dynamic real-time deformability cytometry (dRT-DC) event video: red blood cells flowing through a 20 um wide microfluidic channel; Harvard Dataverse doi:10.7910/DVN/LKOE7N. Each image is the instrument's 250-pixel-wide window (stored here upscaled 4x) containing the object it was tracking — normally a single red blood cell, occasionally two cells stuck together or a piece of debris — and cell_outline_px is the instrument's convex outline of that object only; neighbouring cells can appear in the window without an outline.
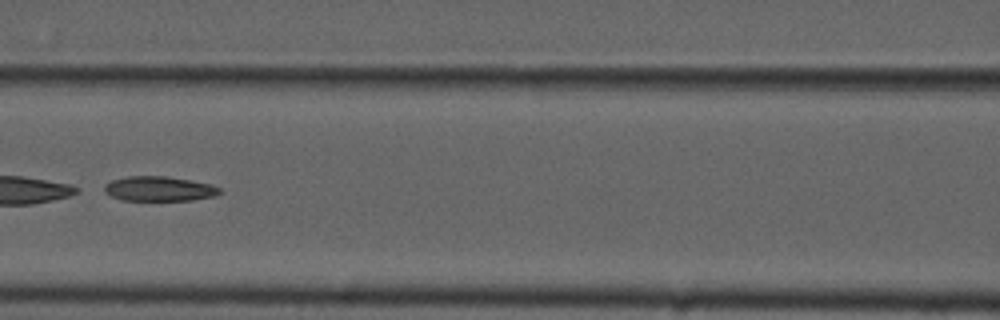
{"species": "common noctule bat (a hibernating species)", "species_latin": "Nyctalus noctula", "temperature_condition": "cold", "stored_images_in_passage": 25, "camera_frame_rate_fps": 3000, "um_per_image_px": 0.085, "animal": {"sex": "male", "forearm_length_mm": 52.5}, "frame": {"image": 1, "passage_image": 14, "time_ms": 4.333, "image_size_px": [1000, 320], "cell_outline_px": [[224, 192], [216, 196], [192, 200], [124, 200], [112, 196], [104, 192], [104, 184], [112, 180], [128, 176], [168, 176], [212, 184], [220, 188]], "centroid_in_image_um": [13.57, 16.04], "position_along_channel_um": 153.0, "area_um2": 16.76}}
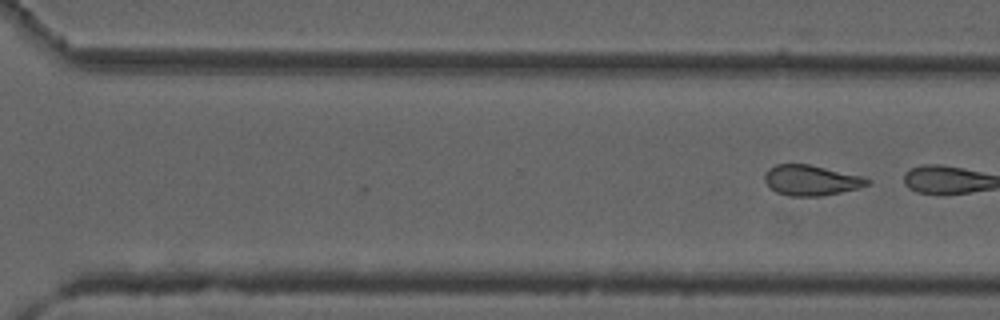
{"frame": {"image": 2, "passage_image": 25, "time_ms": 8.0, "image_size_px": [1000, 320], "cell_outline_px": [[872, 180], [868, 184], [860, 188], [820, 196], [788, 196], [776, 192], [764, 180], [764, 176], [768, 168], [776, 164], [808, 164], [864, 176]], "centroid_in_image_um": [68.96, 15.32], "position_along_channel_um": 301.6, "area_um2": 18.21}}